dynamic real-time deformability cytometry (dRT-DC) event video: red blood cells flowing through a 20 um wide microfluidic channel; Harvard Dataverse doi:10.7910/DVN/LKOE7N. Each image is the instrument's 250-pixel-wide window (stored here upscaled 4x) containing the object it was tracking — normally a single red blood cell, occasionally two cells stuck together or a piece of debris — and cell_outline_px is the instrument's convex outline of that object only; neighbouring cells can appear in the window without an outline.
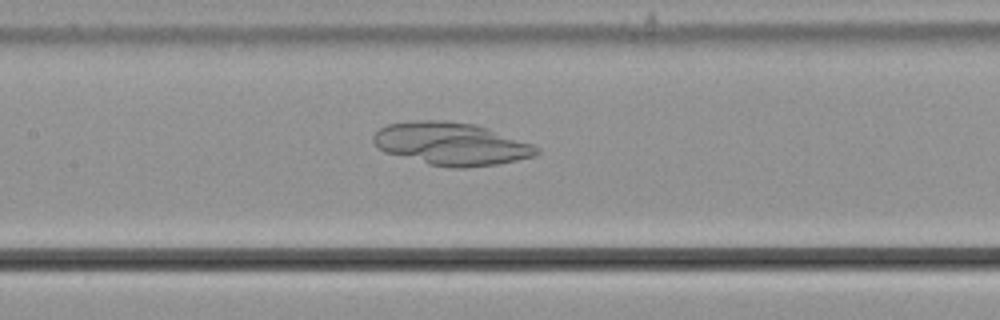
{"species": "common noctule bat (a hibernating species)", "species_latin": "Nyctalus noctula", "temperature_condition": "cold", "stored_images_in_passage": 56, "camera_frame_rate_fps": 3000, "um_per_image_px": 0.085, "animal": {"sex": "male", "body_mass_g": 21.5, "forearm_length_mm": 52.0}, "frame": {"image": 1, "passage_image": 27, "time_ms": 8.667, "image_size_px": [1000, 320], "cell_outline_px": [[540, 152], [536, 156], [496, 164], [464, 168], [452, 168], [428, 164], [384, 152], [372, 140], [372, 136], [380, 128], [388, 124], [420, 120], [444, 120], [476, 124], [488, 128], [532, 144], [540, 148]], "centroid_in_image_um": [38.37, 12.22], "position_along_channel_um": 169.0, "area_um2": 40.58}}
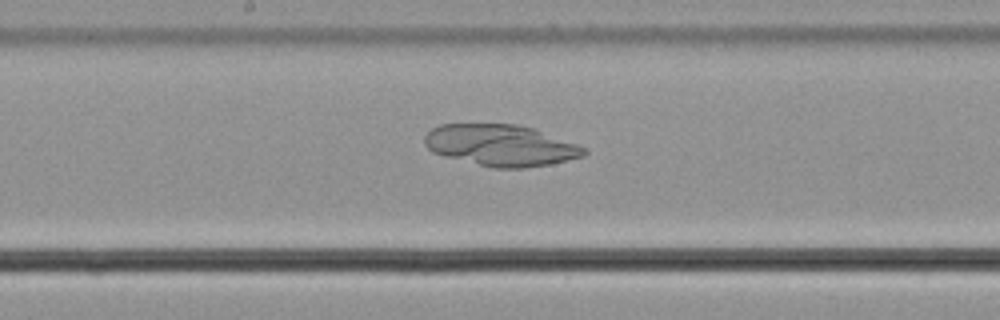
{"frame": {"image": 2, "passage_image": 30, "time_ms": 9.667, "image_size_px": [1000, 320], "cell_outline_px": [[588, 152], [584, 156], [552, 164], [524, 168], [492, 168], [432, 152], [424, 144], [424, 136], [432, 128], [440, 124], [516, 124], [532, 128], [588, 148]], "centroid_in_image_um": [42.58, 12.35], "position_along_channel_um": 205.6, "area_um2": 38.38}}
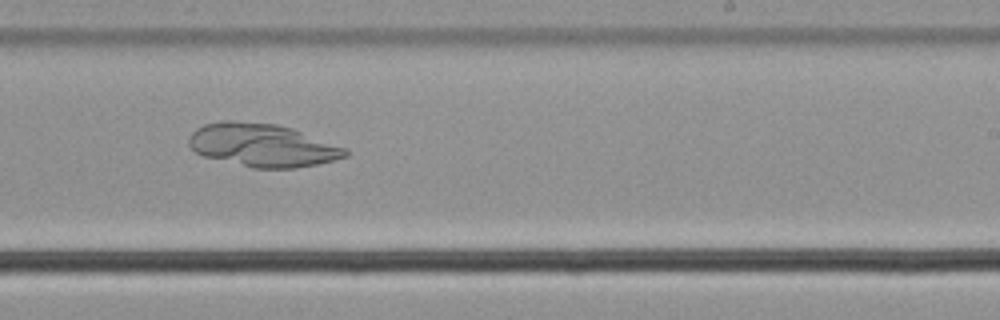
{"frame": {"image": 3, "passage_image": 35, "time_ms": 11.333, "image_size_px": [1000, 320], "cell_outline_px": [[348, 156], [316, 164], [296, 168], [252, 168], [204, 156], [196, 152], [188, 144], [188, 136], [196, 128], [204, 124], [220, 120], [232, 120], [276, 124], [292, 128], [348, 148]], "centroid_in_image_um": [22.29, 12.33], "position_along_channel_um": 266.7, "area_um2": 39.42}}